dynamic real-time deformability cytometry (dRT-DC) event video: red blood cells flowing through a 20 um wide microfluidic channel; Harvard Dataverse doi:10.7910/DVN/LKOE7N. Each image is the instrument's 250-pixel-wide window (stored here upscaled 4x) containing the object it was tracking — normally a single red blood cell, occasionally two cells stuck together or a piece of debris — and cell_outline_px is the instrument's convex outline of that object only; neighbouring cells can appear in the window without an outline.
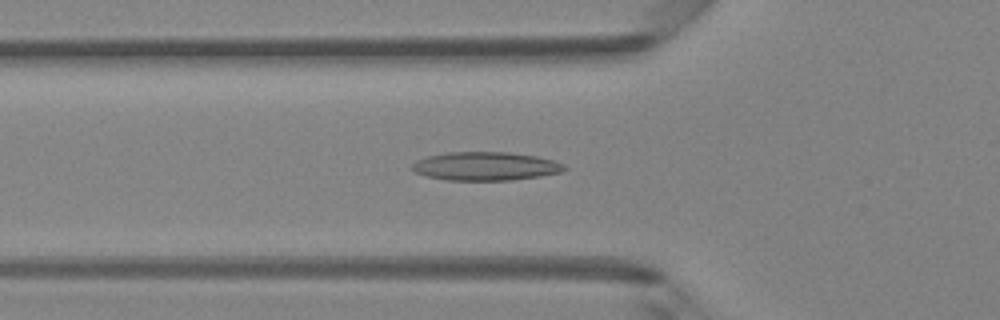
{"species": "Egyptian fruit bat (a non-hibernating species)", "species_latin": "Rousettus aegyptiacus", "temperature_condition": "room temperature", "stored_images_in_passage": 48, "camera_frame_rate_fps": 3000, "um_per_image_px": 0.085, "animal": {"sex": "female"}, "frame": {"image": 1, "passage_image": 17, "time_ms": 5.333, "image_size_px": [1000, 320], "cell_outline_px": [[568, 168], [560, 172], [540, 176], [512, 180], [448, 180], [424, 176], [408, 168], [416, 160], [428, 156], [448, 152], [508, 152], [536, 156], [552, 160], [564, 164]], "centroid_in_image_um": [41.23, 14.13], "position_along_channel_um": 84.6, "area_um2": 25.37}}
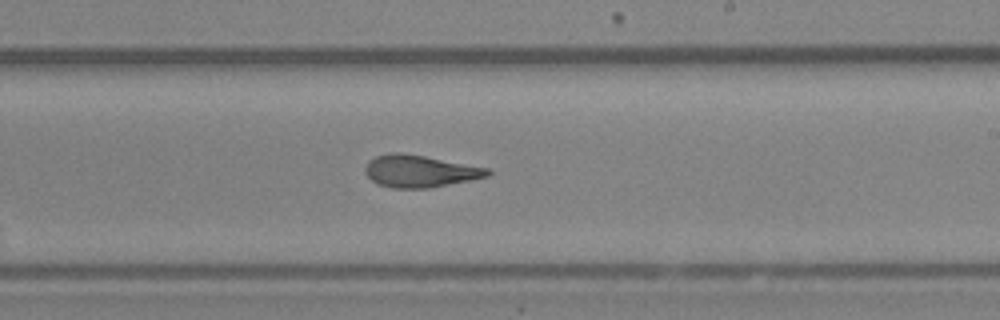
{"frame": {"image": 2, "passage_image": 29, "time_ms": 9.333, "image_size_px": [1000, 320], "cell_outline_px": [[492, 172], [488, 176], [472, 180], [428, 188], [392, 188], [376, 184], [364, 172], [364, 168], [368, 160], [376, 156], [392, 152], [400, 152], [424, 156], [488, 168]], "centroid_in_image_um": [35.65, 14.55], "position_along_channel_um": 253.3, "area_um2": 22.95}}
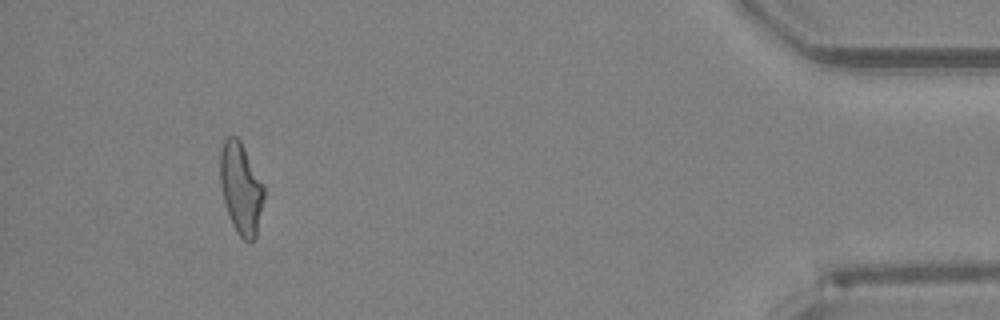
{"frame": {"image": 3, "passage_image": 45, "time_ms": 14.667, "image_size_px": [1000, 320], "cell_outline_px": [[264, 200], [256, 240], [252, 244], [248, 244], [236, 232], [232, 224], [224, 204], [220, 184], [220, 152], [224, 140], [228, 136], [236, 136], [240, 140], [264, 184]], "centroid_in_image_um": [20.49, 16.07], "position_along_channel_um": 414.7, "area_um2": 23.81}, "authors_computed_cell_mechanics": {"area_um2": 23.9581, "velocity_mm_per_s": 4.2394, "shape_relaxation_time_tau1_ms": 7.2024, "shape_relaxation_time_tau2_ms": 2.0265, "deformation_change_tau1": 0.2095, "deformation_change_tau2": 0.1088}}